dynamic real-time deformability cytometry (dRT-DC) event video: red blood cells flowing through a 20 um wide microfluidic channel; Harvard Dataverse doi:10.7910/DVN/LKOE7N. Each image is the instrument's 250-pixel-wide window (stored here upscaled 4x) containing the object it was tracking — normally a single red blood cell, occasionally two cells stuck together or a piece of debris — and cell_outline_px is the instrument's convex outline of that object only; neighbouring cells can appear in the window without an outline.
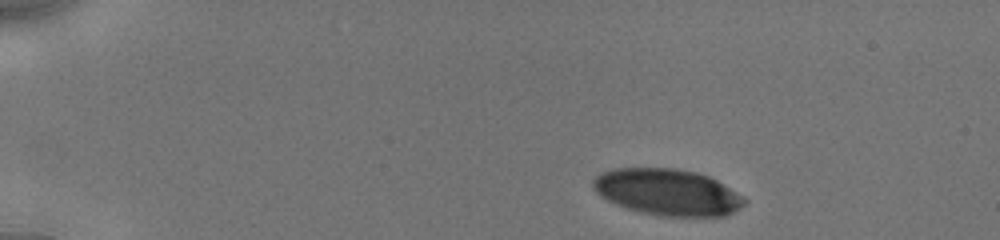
{"species": "human", "species_latin": "Homo sapiens", "temperature_condition": "cold", "stored_images_in_passage": 5, "camera_frame_rate_fps": 3000, "um_per_image_px": 0.085, "donor": {"sex": "male"}, "frame": {"image": 1, "passage_image": 1, "time_ms": 0.0, "image_size_px": [1000, 240], "cell_outline_px": [[748, 200], [740, 208], [728, 216], [660, 216], [640, 212], [624, 208], [600, 196], [596, 192], [592, 184], [592, 180], [600, 172], [612, 168], [676, 168], [696, 172], [708, 176], [716, 180], [744, 196]], "centroid_in_image_um": [56.73, 16.33], "position_along_channel_um": 28.3, "area_um2": 41.27}}
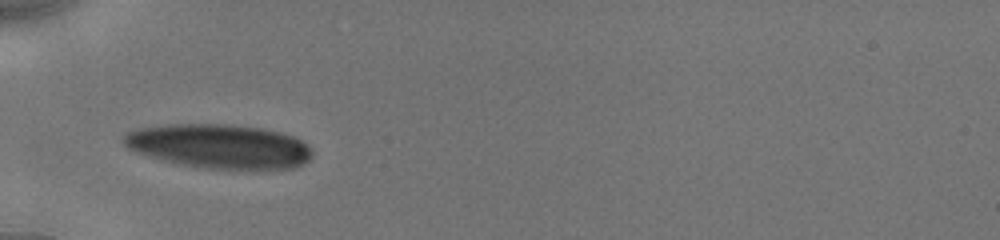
{"frame": {"image": 2, "passage_image": 4, "time_ms": 3.333, "image_size_px": [1000, 240], "cell_outline_px": [[312, 156], [304, 164], [292, 168], [208, 168], [180, 164], [148, 156], [136, 152], [128, 148], [124, 144], [124, 132], [136, 128], [168, 124], [228, 124], [264, 128], [280, 132], [292, 136], [308, 144], [312, 148]], "centroid_in_image_um": [18.62, 12.41], "position_along_channel_um": 66.4, "area_um2": 48.44}}
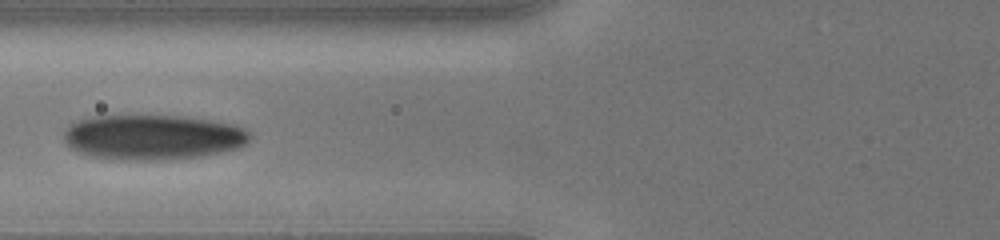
{"frame": {"image": 3, "passage_image": 5, "time_ms": 4.667, "image_size_px": [1000, 240], "cell_outline_px": [[252, 136], [248, 144], [240, 148], [200, 156], [156, 160], [124, 160], [92, 156], [68, 148], [64, 144], [64, 128], [68, 124], [76, 120], [88, 116], [184, 116], [212, 120], [236, 124], [252, 132]], "centroid_in_image_um": [12.99, 11.65], "position_along_channel_um": 112.8, "area_um2": 49.53}}